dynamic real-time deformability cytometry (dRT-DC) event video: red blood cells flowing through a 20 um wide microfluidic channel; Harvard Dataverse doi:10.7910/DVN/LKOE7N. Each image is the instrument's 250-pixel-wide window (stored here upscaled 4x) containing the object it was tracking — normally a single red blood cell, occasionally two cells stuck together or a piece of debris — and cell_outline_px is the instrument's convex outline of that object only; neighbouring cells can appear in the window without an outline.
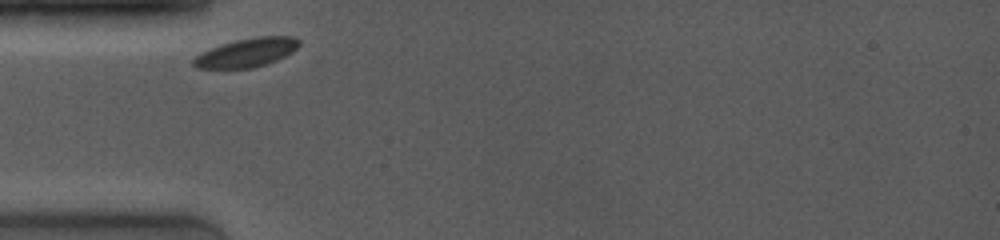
{"species": "common noctule bat (a hibernating species)", "species_latin": "Nyctalus noctula", "temperature_condition": "room temperature", "stored_images_in_passage": 2, "camera_frame_rate_fps": 4000, "um_per_image_px": 0.085, "animal": {"sex": "female", "body_mass_g": 19.0, "forearm_length_mm": 53.3}, "frame": {"image": 1, "passage_image": 1, "time_ms": 0.0, "image_size_px": [1000, 240], "cell_outline_px": [[300, 44], [292, 52], [276, 60], [252, 68], [196, 68], [192, 64], [192, 60], [200, 52], [220, 44], [236, 40], [256, 36], [292, 36], [300, 40]], "centroid_in_image_um": [20.94, 4.46], "position_along_channel_um": 64.1, "area_um2": 17.69}}